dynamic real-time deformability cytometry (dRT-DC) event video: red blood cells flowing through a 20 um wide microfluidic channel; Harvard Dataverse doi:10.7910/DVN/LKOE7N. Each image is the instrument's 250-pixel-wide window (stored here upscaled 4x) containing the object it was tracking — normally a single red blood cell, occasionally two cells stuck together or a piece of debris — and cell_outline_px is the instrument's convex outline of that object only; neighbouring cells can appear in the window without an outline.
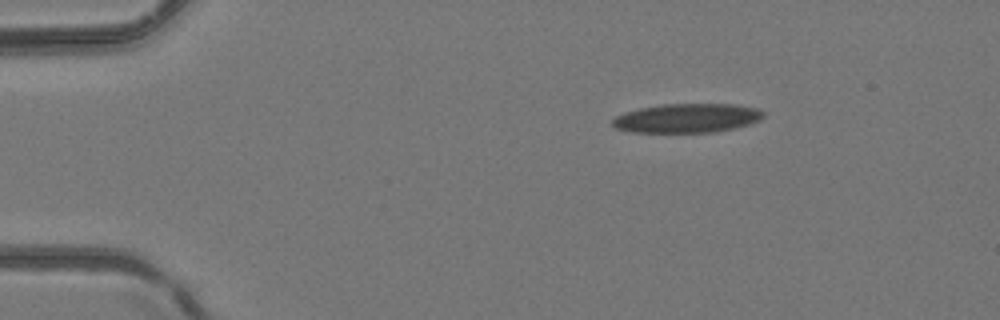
{"species": "common noctule bat (a hibernating species)", "species_latin": "Nyctalus noctula", "temperature_condition": "room temperature", "stored_images_in_passage": 2, "camera_frame_rate_fps": 3000, "um_per_image_px": 0.085, "animal": {"sex": "female", "body_mass_g": 24.6, "forearm_length_mm": 56.2}, "frame": {"image": 1, "passage_image": 2, "time_ms": 0.333, "image_size_px": [1000, 320], "cell_outline_px": [[764, 116], [760, 120], [748, 124], [716, 132], [632, 132], [616, 128], [612, 124], [612, 120], [616, 116], [624, 112], [640, 108], [664, 104], [736, 104], [756, 108], [764, 112]], "centroid_in_image_um": [58.4, 10.04], "position_along_channel_um": 26.6, "area_um2": 25.49}}